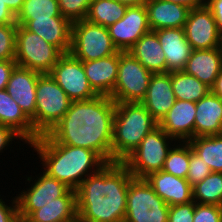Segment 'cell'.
Wrapping results in <instances>:
<instances>
[{"label": "cell", "instance_id": "4fadbf2b", "mask_svg": "<svg viewBox=\"0 0 222 222\" xmlns=\"http://www.w3.org/2000/svg\"><path fill=\"white\" fill-rule=\"evenodd\" d=\"M184 30L192 50L221 47L222 34L207 6L190 9Z\"/></svg>", "mask_w": 222, "mask_h": 222}, {"label": "cell", "instance_id": "ba28073f", "mask_svg": "<svg viewBox=\"0 0 222 222\" xmlns=\"http://www.w3.org/2000/svg\"><path fill=\"white\" fill-rule=\"evenodd\" d=\"M62 55L56 46L28 31L24 26H17L15 54L17 66L49 74Z\"/></svg>", "mask_w": 222, "mask_h": 222}, {"label": "cell", "instance_id": "bcb514c9", "mask_svg": "<svg viewBox=\"0 0 222 222\" xmlns=\"http://www.w3.org/2000/svg\"><path fill=\"white\" fill-rule=\"evenodd\" d=\"M210 89L214 95H217L222 99V68L220 73L217 75L214 85Z\"/></svg>", "mask_w": 222, "mask_h": 222}, {"label": "cell", "instance_id": "484cf974", "mask_svg": "<svg viewBox=\"0 0 222 222\" xmlns=\"http://www.w3.org/2000/svg\"><path fill=\"white\" fill-rule=\"evenodd\" d=\"M0 125L14 129L28 144L39 137L31 120L5 89L0 90Z\"/></svg>", "mask_w": 222, "mask_h": 222}, {"label": "cell", "instance_id": "6da1fadb", "mask_svg": "<svg viewBox=\"0 0 222 222\" xmlns=\"http://www.w3.org/2000/svg\"><path fill=\"white\" fill-rule=\"evenodd\" d=\"M115 108L111 97L103 95L72 101L66 114L47 134L59 144L92 150L106 163L112 162Z\"/></svg>", "mask_w": 222, "mask_h": 222}, {"label": "cell", "instance_id": "8d00e7d4", "mask_svg": "<svg viewBox=\"0 0 222 222\" xmlns=\"http://www.w3.org/2000/svg\"><path fill=\"white\" fill-rule=\"evenodd\" d=\"M193 222H222V206L195 202Z\"/></svg>", "mask_w": 222, "mask_h": 222}, {"label": "cell", "instance_id": "2e32d148", "mask_svg": "<svg viewBox=\"0 0 222 222\" xmlns=\"http://www.w3.org/2000/svg\"><path fill=\"white\" fill-rule=\"evenodd\" d=\"M195 116L196 103L176 100L159 126L176 141L188 142L194 138Z\"/></svg>", "mask_w": 222, "mask_h": 222}, {"label": "cell", "instance_id": "9c48e42d", "mask_svg": "<svg viewBox=\"0 0 222 222\" xmlns=\"http://www.w3.org/2000/svg\"><path fill=\"white\" fill-rule=\"evenodd\" d=\"M118 52L108 29L86 19L72 23L70 53L80 61H91Z\"/></svg>", "mask_w": 222, "mask_h": 222}, {"label": "cell", "instance_id": "f6af8a7d", "mask_svg": "<svg viewBox=\"0 0 222 222\" xmlns=\"http://www.w3.org/2000/svg\"><path fill=\"white\" fill-rule=\"evenodd\" d=\"M6 4L10 11L17 16L20 10L22 9L23 3L25 0H0Z\"/></svg>", "mask_w": 222, "mask_h": 222}, {"label": "cell", "instance_id": "ffe728a7", "mask_svg": "<svg viewBox=\"0 0 222 222\" xmlns=\"http://www.w3.org/2000/svg\"><path fill=\"white\" fill-rule=\"evenodd\" d=\"M82 64L93 91L110 97L118 76L119 51L101 59L82 61Z\"/></svg>", "mask_w": 222, "mask_h": 222}, {"label": "cell", "instance_id": "3957f363", "mask_svg": "<svg viewBox=\"0 0 222 222\" xmlns=\"http://www.w3.org/2000/svg\"><path fill=\"white\" fill-rule=\"evenodd\" d=\"M29 147H33L37 152L45 173L73 190H76L87 176L106 164L96 152L59 144L48 134L39 136Z\"/></svg>", "mask_w": 222, "mask_h": 222}, {"label": "cell", "instance_id": "ac0fdd59", "mask_svg": "<svg viewBox=\"0 0 222 222\" xmlns=\"http://www.w3.org/2000/svg\"><path fill=\"white\" fill-rule=\"evenodd\" d=\"M145 180L155 193L169 206L193 201L192 186L187 179L174 176L163 170L150 173Z\"/></svg>", "mask_w": 222, "mask_h": 222}, {"label": "cell", "instance_id": "30bf717a", "mask_svg": "<svg viewBox=\"0 0 222 222\" xmlns=\"http://www.w3.org/2000/svg\"><path fill=\"white\" fill-rule=\"evenodd\" d=\"M152 74L129 51H119L118 76L111 99L115 103H141Z\"/></svg>", "mask_w": 222, "mask_h": 222}, {"label": "cell", "instance_id": "7dc6e473", "mask_svg": "<svg viewBox=\"0 0 222 222\" xmlns=\"http://www.w3.org/2000/svg\"><path fill=\"white\" fill-rule=\"evenodd\" d=\"M116 1H119L128 6H137L145 4L147 0H116Z\"/></svg>", "mask_w": 222, "mask_h": 222}, {"label": "cell", "instance_id": "d590c367", "mask_svg": "<svg viewBox=\"0 0 222 222\" xmlns=\"http://www.w3.org/2000/svg\"><path fill=\"white\" fill-rule=\"evenodd\" d=\"M211 172L208 164L204 163L203 159H201L190 146V162L186 177L188 183L194 186L206 178Z\"/></svg>", "mask_w": 222, "mask_h": 222}, {"label": "cell", "instance_id": "f35d334b", "mask_svg": "<svg viewBox=\"0 0 222 222\" xmlns=\"http://www.w3.org/2000/svg\"><path fill=\"white\" fill-rule=\"evenodd\" d=\"M9 201V205L0 197V222H20L18 216V207L16 196L12 197Z\"/></svg>", "mask_w": 222, "mask_h": 222}, {"label": "cell", "instance_id": "5bb4252c", "mask_svg": "<svg viewBox=\"0 0 222 222\" xmlns=\"http://www.w3.org/2000/svg\"><path fill=\"white\" fill-rule=\"evenodd\" d=\"M107 29L118 51H129L144 34L151 31L145 4L128 6L124 17Z\"/></svg>", "mask_w": 222, "mask_h": 222}, {"label": "cell", "instance_id": "52a82bcc", "mask_svg": "<svg viewBox=\"0 0 222 222\" xmlns=\"http://www.w3.org/2000/svg\"><path fill=\"white\" fill-rule=\"evenodd\" d=\"M169 205L152 189L145 178L129 183L124 222H168Z\"/></svg>", "mask_w": 222, "mask_h": 222}, {"label": "cell", "instance_id": "74e56055", "mask_svg": "<svg viewBox=\"0 0 222 222\" xmlns=\"http://www.w3.org/2000/svg\"><path fill=\"white\" fill-rule=\"evenodd\" d=\"M195 201L169 206L168 222H193Z\"/></svg>", "mask_w": 222, "mask_h": 222}, {"label": "cell", "instance_id": "4316f807", "mask_svg": "<svg viewBox=\"0 0 222 222\" xmlns=\"http://www.w3.org/2000/svg\"><path fill=\"white\" fill-rule=\"evenodd\" d=\"M76 216V190L69 189L62 197L33 211L23 222H62Z\"/></svg>", "mask_w": 222, "mask_h": 222}, {"label": "cell", "instance_id": "d6986e66", "mask_svg": "<svg viewBox=\"0 0 222 222\" xmlns=\"http://www.w3.org/2000/svg\"><path fill=\"white\" fill-rule=\"evenodd\" d=\"M154 32L165 53L167 73L183 71L192 52L184 28H163Z\"/></svg>", "mask_w": 222, "mask_h": 222}, {"label": "cell", "instance_id": "7402d4cb", "mask_svg": "<svg viewBox=\"0 0 222 222\" xmlns=\"http://www.w3.org/2000/svg\"><path fill=\"white\" fill-rule=\"evenodd\" d=\"M148 23L151 31L163 28H184L190 8L165 0H147Z\"/></svg>", "mask_w": 222, "mask_h": 222}, {"label": "cell", "instance_id": "ab89813d", "mask_svg": "<svg viewBox=\"0 0 222 222\" xmlns=\"http://www.w3.org/2000/svg\"><path fill=\"white\" fill-rule=\"evenodd\" d=\"M22 141L23 144L29 145L24 138L18 134L14 129L0 125V153H3V149L7 150L10 144H13L14 140Z\"/></svg>", "mask_w": 222, "mask_h": 222}, {"label": "cell", "instance_id": "83f0119b", "mask_svg": "<svg viewBox=\"0 0 222 222\" xmlns=\"http://www.w3.org/2000/svg\"><path fill=\"white\" fill-rule=\"evenodd\" d=\"M171 84L176 100L196 103L211 91L205 83L184 71L171 72Z\"/></svg>", "mask_w": 222, "mask_h": 222}, {"label": "cell", "instance_id": "7c38bea8", "mask_svg": "<svg viewBox=\"0 0 222 222\" xmlns=\"http://www.w3.org/2000/svg\"><path fill=\"white\" fill-rule=\"evenodd\" d=\"M49 74L72 101L89 100L97 96L88 82L82 61L70 52L60 57Z\"/></svg>", "mask_w": 222, "mask_h": 222}, {"label": "cell", "instance_id": "cb8c5ba5", "mask_svg": "<svg viewBox=\"0 0 222 222\" xmlns=\"http://www.w3.org/2000/svg\"><path fill=\"white\" fill-rule=\"evenodd\" d=\"M222 132V99L211 91L196 102L194 137L220 135Z\"/></svg>", "mask_w": 222, "mask_h": 222}, {"label": "cell", "instance_id": "8fae6325", "mask_svg": "<svg viewBox=\"0 0 222 222\" xmlns=\"http://www.w3.org/2000/svg\"><path fill=\"white\" fill-rule=\"evenodd\" d=\"M40 173L37 175L38 177L35 175L36 179L32 175L28 177L26 175L25 184L30 183L31 186L28 185L26 190L24 187L16 196L20 222H23L33 211L39 210L53 199L62 197L70 189L63 182L49 176L44 171Z\"/></svg>", "mask_w": 222, "mask_h": 222}, {"label": "cell", "instance_id": "f1b7e54d", "mask_svg": "<svg viewBox=\"0 0 222 222\" xmlns=\"http://www.w3.org/2000/svg\"><path fill=\"white\" fill-rule=\"evenodd\" d=\"M192 150L208 164L212 172L222 173V135L194 137L188 141Z\"/></svg>", "mask_w": 222, "mask_h": 222}, {"label": "cell", "instance_id": "277c9868", "mask_svg": "<svg viewBox=\"0 0 222 222\" xmlns=\"http://www.w3.org/2000/svg\"><path fill=\"white\" fill-rule=\"evenodd\" d=\"M159 123L142 103H116L113 120L112 162H122Z\"/></svg>", "mask_w": 222, "mask_h": 222}, {"label": "cell", "instance_id": "9a60e30c", "mask_svg": "<svg viewBox=\"0 0 222 222\" xmlns=\"http://www.w3.org/2000/svg\"><path fill=\"white\" fill-rule=\"evenodd\" d=\"M42 74L16 66L8 80L6 91L31 120L35 131L36 86Z\"/></svg>", "mask_w": 222, "mask_h": 222}, {"label": "cell", "instance_id": "8992f818", "mask_svg": "<svg viewBox=\"0 0 222 222\" xmlns=\"http://www.w3.org/2000/svg\"><path fill=\"white\" fill-rule=\"evenodd\" d=\"M72 100L50 74H42L36 86L35 132L47 134L66 114Z\"/></svg>", "mask_w": 222, "mask_h": 222}, {"label": "cell", "instance_id": "1f68e13d", "mask_svg": "<svg viewBox=\"0 0 222 222\" xmlns=\"http://www.w3.org/2000/svg\"><path fill=\"white\" fill-rule=\"evenodd\" d=\"M52 17H63L60 14L58 0H25L16 16V24L22 26L27 20Z\"/></svg>", "mask_w": 222, "mask_h": 222}, {"label": "cell", "instance_id": "5b68a950", "mask_svg": "<svg viewBox=\"0 0 222 222\" xmlns=\"http://www.w3.org/2000/svg\"><path fill=\"white\" fill-rule=\"evenodd\" d=\"M176 142L158 126L143 138L122 163L134 178H145L150 173L162 170L167 154Z\"/></svg>", "mask_w": 222, "mask_h": 222}, {"label": "cell", "instance_id": "b9f144b4", "mask_svg": "<svg viewBox=\"0 0 222 222\" xmlns=\"http://www.w3.org/2000/svg\"><path fill=\"white\" fill-rule=\"evenodd\" d=\"M206 6L213 14L218 30L222 34V0H207Z\"/></svg>", "mask_w": 222, "mask_h": 222}, {"label": "cell", "instance_id": "e0dca14e", "mask_svg": "<svg viewBox=\"0 0 222 222\" xmlns=\"http://www.w3.org/2000/svg\"><path fill=\"white\" fill-rule=\"evenodd\" d=\"M175 102L171 72L152 74L146 96L141 101L151 116L160 123Z\"/></svg>", "mask_w": 222, "mask_h": 222}, {"label": "cell", "instance_id": "d6a6232c", "mask_svg": "<svg viewBox=\"0 0 222 222\" xmlns=\"http://www.w3.org/2000/svg\"><path fill=\"white\" fill-rule=\"evenodd\" d=\"M189 162H190L189 142L177 141L169 150L162 170L174 176L186 179L189 168Z\"/></svg>", "mask_w": 222, "mask_h": 222}, {"label": "cell", "instance_id": "7bdbcfd3", "mask_svg": "<svg viewBox=\"0 0 222 222\" xmlns=\"http://www.w3.org/2000/svg\"><path fill=\"white\" fill-rule=\"evenodd\" d=\"M16 16L10 11L5 3L0 1V25L15 24Z\"/></svg>", "mask_w": 222, "mask_h": 222}, {"label": "cell", "instance_id": "44dd1931", "mask_svg": "<svg viewBox=\"0 0 222 222\" xmlns=\"http://www.w3.org/2000/svg\"><path fill=\"white\" fill-rule=\"evenodd\" d=\"M22 26L56 46L63 54L70 52L72 23L66 18L27 20Z\"/></svg>", "mask_w": 222, "mask_h": 222}, {"label": "cell", "instance_id": "f546056e", "mask_svg": "<svg viewBox=\"0 0 222 222\" xmlns=\"http://www.w3.org/2000/svg\"><path fill=\"white\" fill-rule=\"evenodd\" d=\"M128 5L116 0H92L86 20L104 27H109L122 19Z\"/></svg>", "mask_w": 222, "mask_h": 222}, {"label": "cell", "instance_id": "7a4b0ae2", "mask_svg": "<svg viewBox=\"0 0 222 222\" xmlns=\"http://www.w3.org/2000/svg\"><path fill=\"white\" fill-rule=\"evenodd\" d=\"M133 178L122 162H109L87 176L76 189L81 222H124L129 183Z\"/></svg>", "mask_w": 222, "mask_h": 222}, {"label": "cell", "instance_id": "d4e9b609", "mask_svg": "<svg viewBox=\"0 0 222 222\" xmlns=\"http://www.w3.org/2000/svg\"><path fill=\"white\" fill-rule=\"evenodd\" d=\"M129 53L151 73H167L165 53L154 31L144 34Z\"/></svg>", "mask_w": 222, "mask_h": 222}, {"label": "cell", "instance_id": "4dcf8cb0", "mask_svg": "<svg viewBox=\"0 0 222 222\" xmlns=\"http://www.w3.org/2000/svg\"><path fill=\"white\" fill-rule=\"evenodd\" d=\"M192 191L196 203L222 206V173L211 172Z\"/></svg>", "mask_w": 222, "mask_h": 222}, {"label": "cell", "instance_id": "836d02e7", "mask_svg": "<svg viewBox=\"0 0 222 222\" xmlns=\"http://www.w3.org/2000/svg\"><path fill=\"white\" fill-rule=\"evenodd\" d=\"M17 24L0 25V61L15 60Z\"/></svg>", "mask_w": 222, "mask_h": 222}, {"label": "cell", "instance_id": "ee69618b", "mask_svg": "<svg viewBox=\"0 0 222 222\" xmlns=\"http://www.w3.org/2000/svg\"><path fill=\"white\" fill-rule=\"evenodd\" d=\"M173 3L182 4L190 9L204 7L207 5V0H165Z\"/></svg>", "mask_w": 222, "mask_h": 222}, {"label": "cell", "instance_id": "c3c4849f", "mask_svg": "<svg viewBox=\"0 0 222 222\" xmlns=\"http://www.w3.org/2000/svg\"><path fill=\"white\" fill-rule=\"evenodd\" d=\"M62 222H81L79 216L77 215L75 218L66 220V221H62Z\"/></svg>", "mask_w": 222, "mask_h": 222}, {"label": "cell", "instance_id": "603a6c76", "mask_svg": "<svg viewBox=\"0 0 222 222\" xmlns=\"http://www.w3.org/2000/svg\"><path fill=\"white\" fill-rule=\"evenodd\" d=\"M222 68V47L192 50L184 72L212 87Z\"/></svg>", "mask_w": 222, "mask_h": 222}, {"label": "cell", "instance_id": "60d3db41", "mask_svg": "<svg viewBox=\"0 0 222 222\" xmlns=\"http://www.w3.org/2000/svg\"><path fill=\"white\" fill-rule=\"evenodd\" d=\"M16 66L15 60L0 61V90L6 89L10 75Z\"/></svg>", "mask_w": 222, "mask_h": 222}, {"label": "cell", "instance_id": "e575fe53", "mask_svg": "<svg viewBox=\"0 0 222 222\" xmlns=\"http://www.w3.org/2000/svg\"><path fill=\"white\" fill-rule=\"evenodd\" d=\"M92 0H58L60 14L71 23L86 18Z\"/></svg>", "mask_w": 222, "mask_h": 222}]
</instances>
